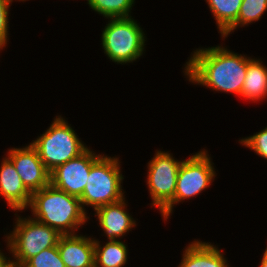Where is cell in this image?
Listing matches in <instances>:
<instances>
[{
    "instance_id": "6da1fadb",
    "label": "cell",
    "mask_w": 267,
    "mask_h": 267,
    "mask_svg": "<svg viewBox=\"0 0 267 267\" xmlns=\"http://www.w3.org/2000/svg\"><path fill=\"white\" fill-rule=\"evenodd\" d=\"M186 62L184 74L192 83L211 90L241 96L247 57L221 46L196 49Z\"/></svg>"
},
{
    "instance_id": "7a4b0ae2",
    "label": "cell",
    "mask_w": 267,
    "mask_h": 267,
    "mask_svg": "<svg viewBox=\"0 0 267 267\" xmlns=\"http://www.w3.org/2000/svg\"><path fill=\"white\" fill-rule=\"evenodd\" d=\"M34 219L57 230L61 235H74L89 218L79 197L54 187L51 183L32 193L29 205Z\"/></svg>"
},
{
    "instance_id": "3957f363",
    "label": "cell",
    "mask_w": 267,
    "mask_h": 267,
    "mask_svg": "<svg viewBox=\"0 0 267 267\" xmlns=\"http://www.w3.org/2000/svg\"><path fill=\"white\" fill-rule=\"evenodd\" d=\"M68 122L56 116L42 135L30 144L36 149L39 158L51 173L58 166L78 157L88 147L78 138Z\"/></svg>"
},
{
    "instance_id": "277c9868",
    "label": "cell",
    "mask_w": 267,
    "mask_h": 267,
    "mask_svg": "<svg viewBox=\"0 0 267 267\" xmlns=\"http://www.w3.org/2000/svg\"><path fill=\"white\" fill-rule=\"evenodd\" d=\"M117 157L101 155L92 165L85 189L79 197L83 209L91 206L94 210L100 206L116 203L125 198L122 191L124 179Z\"/></svg>"
},
{
    "instance_id": "5b68a950",
    "label": "cell",
    "mask_w": 267,
    "mask_h": 267,
    "mask_svg": "<svg viewBox=\"0 0 267 267\" xmlns=\"http://www.w3.org/2000/svg\"><path fill=\"white\" fill-rule=\"evenodd\" d=\"M13 231L6 236L7 247L13 262L22 267L30 258L47 248L58 245L62 236L57 230L32 218H16Z\"/></svg>"
},
{
    "instance_id": "8992f818",
    "label": "cell",
    "mask_w": 267,
    "mask_h": 267,
    "mask_svg": "<svg viewBox=\"0 0 267 267\" xmlns=\"http://www.w3.org/2000/svg\"><path fill=\"white\" fill-rule=\"evenodd\" d=\"M101 38L104 53L118 64L134 62L145 51V34L132 17L110 18Z\"/></svg>"
},
{
    "instance_id": "52a82bcc",
    "label": "cell",
    "mask_w": 267,
    "mask_h": 267,
    "mask_svg": "<svg viewBox=\"0 0 267 267\" xmlns=\"http://www.w3.org/2000/svg\"><path fill=\"white\" fill-rule=\"evenodd\" d=\"M181 163V160H175L170 153L161 150L148 162L147 186L151 205L159 209L166 221L172 213V199Z\"/></svg>"
},
{
    "instance_id": "ba28073f",
    "label": "cell",
    "mask_w": 267,
    "mask_h": 267,
    "mask_svg": "<svg viewBox=\"0 0 267 267\" xmlns=\"http://www.w3.org/2000/svg\"><path fill=\"white\" fill-rule=\"evenodd\" d=\"M213 164L205 149L182 160L177 176L175 195L172 199V212L175 204L195 197L209 187L216 177Z\"/></svg>"
},
{
    "instance_id": "9c48e42d",
    "label": "cell",
    "mask_w": 267,
    "mask_h": 267,
    "mask_svg": "<svg viewBox=\"0 0 267 267\" xmlns=\"http://www.w3.org/2000/svg\"><path fill=\"white\" fill-rule=\"evenodd\" d=\"M101 155L87 148L78 157L54 169L50 173V183L70 195L80 197L85 189L90 169Z\"/></svg>"
},
{
    "instance_id": "30bf717a",
    "label": "cell",
    "mask_w": 267,
    "mask_h": 267,
    "mask_svg": "<svg viewBox=\"0 0 267 267\" xmlns=\"http://www.w3.org/2000/svg\"><path fill=\"white\" fill-rule=\"evenodd\" d=\"M6 157L13 163L23 184L31 193L50 184V172L31 144L24 148L9 149Z\"/></svg>"
},
{
    "instance_id": "8fae6325",
    "label": "cell",
    "mask_w": 267,
    "mask_h": 267,
    "mask_svg": "<svg viewBox=\"0 0 267 267\" xmlns=\"http://www.w3.org/2000/svg\"><path fill=\"white\" fill-rule=\"evenodd\" d=\"M0 195L14 211L29 208L32 193L25 187L13 163L4 157L0 166Z\"/></svg>"
},
{
    "instance_id": "7c38bea8",
    "label": "cell",
    "mask_w": 267,
    "mask_h": 267,
    "mask_svg": "<svg viewBox=\"0 0 267 267\" xmlns=\"http://www.w3.org/2000/svg\"><path fill=\"white\" fill-rule=\"evenodd\" d=\"M125 198L121 201L103 205L95 209L100 227L109 241L119 240L130 229L136 226V221L127 213Z\"/></svg>"
},
{
    "instance_id": "4fadbf2b",
    "label": "cell",
    "mask_w": 267,
    "mask_h": 267,
    "mask_svg": "<svg viewBox=\"0 0 267 267\" xmlns=\"http://www.w3.org/2000/svg\"><path fill=\"white\" fill-rule=\"evenodd\" d=\"M57 247L66 267H94V238L62 235Z\"/></svg>"
},
{
    "instance_id": "5bb4252c",
    "label": "cell",
    "mask_w": 267,
    "mask_h": 267,
    "mask_svg": "<svg viewBox=\"0 0 267 267\" xmlns=\"http://www.w3.org/2000/svg\"><path fill=\"white\" fill-rule=\"evenodd\" d=\"M178 267H229L222 251L214 244L195 240L188 244Z\"/></svg>"
},
{
    "instance_id": "9a60e30c",
    "label": "cell",
    "mask_w": 267,
    "mask_h": 267,
    "mask_svg": "<svg viewBox=\"0 0 267 267\" xmlns=\"http://www.w3.org/2000/svg\"><path fill=\"white\" fill-rule=\"evenodd\" d=\"M260 59L247 57V69L241 97L260 101L267 97V67Z\"/></svg>"
},
{
    "instance_id": "2e32d148",
    "label": "cell",
    "mask_w": 267,
    "mask_h": 267,
    "mask_svg": "<svg viewBox=\"0 0 267 267\" xmlns=\"http://www.w3.org/2000/svg\"><path fill=\"white\" fill-rule=\"evenodd\" d=\"M127 247L121 240L107 241L101 246L100 241L94 239V267H123L128 260Z\"/></svg>"
},
{
    "instance_id": "e0dca14e",
    "label": "cell",
    "mask_w": 267,
    "mask_h": 267,
    "mask_svg": "<svg viewBox=\"0 0 267 267\" xmlns=\"http://www.w3.org/2000/svg\"><path fill=\"white\" fill-rule=\"evenodd\" d=\"M221 36L237 21L243 0H205Z\"/></svg>"
},
{
    "instance_id": "ac0fdd59",
    "label": "cell",
    "mask_w": 267,
    "mask_h": 267,
    "mask_svg": "<svg viewBox=\"0 0 267 267\" xmlns=\"http://www.w3.org/2000/svg\"><path fill=\"white\" fill-rule=\"evenodd\" d=\"M87 3L92 10L109 20L132 17L130 13L135 0H87Z\"/></svg>"
},
{
    "instance_id": "d6986e66",
    "label": "cell",
    "mask_w": 267,
    "mask_h": 267,
    "mask_svg": "<svg viewBox=\"0 0 267 267\" xmlns=\"http://www.w3.org/2000/svg\"><path fill=\"white\" fill-rule=\"evenodd\" d=\"M265 11H267V0H243L237 21L221 36L222 39L234 32L238 26L243 27L260 20Z\"/></svg>"
},
{
    "instance_id": "ffe728a7",
    "label": "cell",
    "mask_w": 267,
    "mask_h": 267,
    "mask_svg": "<svg viewBox=\"0 0 267 267\" xmlns=\"http://www.w3.org/2000/svg\"><path fill=\"white\" fill-rule=\"evenodd\" d=\"M22 267H66L58 252V247L47 248L30 258Z\"/></svg>"
},
{
    "instance_id": "44dd1931",
    "label": "cell",
    "mask_w": 267,
    "mask_h": 267,
    "mask_svg": "<svg viewBox=\"0 0 267 267\" xmlns=\"http://www.w3.org/2000/svg\"><path fill=\"white\" fill-rule=\"evenodd\" d=\"M239 142L267 160V127L252 136L242 138Z\"/></svg>"
},
{
    "instance_id": "7402d4cb",
    "label": "cell",
    "mask_w": 267,
    "mask_h": 267,
    "mask_svg": "<svg viewBox=\"0 0 267 267\" xmlns=\"http://www.w3.org/2000/svg\"><path fill=\"white\" fill-rule=\"evenodd\" d=\"M9 0H0V47H6L8 41V28H9Z\"/></svg>"
},
{
    "instance_id": "603a6c76",
    "label": "cell",
    "mask_w": 267,
    "mask_h": 267,
    "mask_svg": "<svg viewBox=\"0 0 267 267\" xmlns=\"http://www.w3.org/2000/svg\"><path fill=\"white\" fill-rule=\"evenodd\" d=\"M260 267H267V248L265 249V252L262 256Z\"/></svg>"
},
{
    "instance_id": "cb8c5ba5",
    "label": "cell",
    "mask_w": 267,
    "mask_h": 267,
    "mask_svg": "<svg viewBox=\"0 0 267 267\" xmlns=\"http://www.w3.org/2000/svg\"><path fill=\"white\" fill-rule=\"evenodd\" d=\"M1 267H18L12 260L9 259Z\"/></svg>"
},
{
    "instance_id": "d4e9b609",
    "label": "cell",
    "mask_w": 267,
    "mask_h": 267,
    "mask_svg": "<svg viewBox=\"0 0 267 267\" xmlns=\"http://www.w3.org/2000/svg\"><path fill=\"white\" fill-rule=\"evenodd\" d=\"M7 259H9L8 257H6L2 251L0 250V267L7 261Z\"/></svg>"
}]
</instances>
